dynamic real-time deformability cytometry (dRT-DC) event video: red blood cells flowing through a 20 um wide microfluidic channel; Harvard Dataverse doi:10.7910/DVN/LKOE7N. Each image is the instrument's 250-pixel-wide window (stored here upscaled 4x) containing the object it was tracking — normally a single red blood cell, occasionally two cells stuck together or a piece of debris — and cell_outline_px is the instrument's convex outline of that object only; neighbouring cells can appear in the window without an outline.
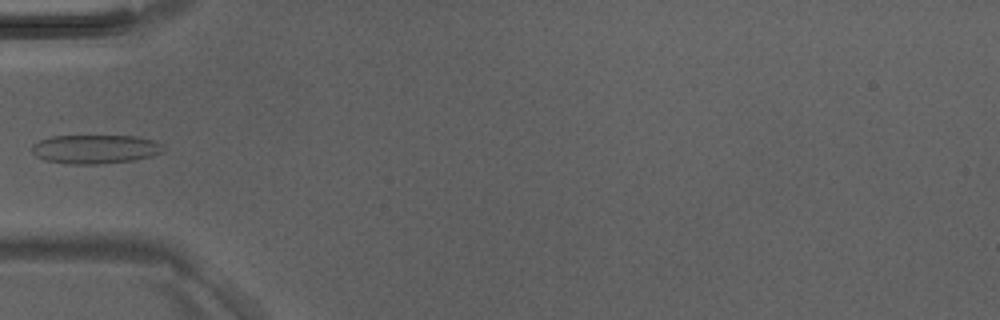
{"species": "Egyptian fruit bat (a non-hibernating species)", "species_latin": "Rousettus aegyptiacus", "temperature_condition": "room temperature", "stored_images_in_passage": 4, "camera_frame_rate_fps": 3000, "um_per_image_px": 0.085, "animal": {"sex": "male"}, "frame": {"image": 1, "passage_image": 4, "time_ms": 1.0, "image_size_px": [1000, 320], "cell_outline_px": [[164, 152], [152, 156], [132, 160], [96, 164], [68, 164], [44, 160], [36, 156], [32, 152], [32, 144], [40, 140], [52, 136], [136, 136], [152, 140], [164, 144]], "centroid_in_image_um": [8.1, 12.67], "position_along_channel_um": 76.9, "area_um2": 22.2}}